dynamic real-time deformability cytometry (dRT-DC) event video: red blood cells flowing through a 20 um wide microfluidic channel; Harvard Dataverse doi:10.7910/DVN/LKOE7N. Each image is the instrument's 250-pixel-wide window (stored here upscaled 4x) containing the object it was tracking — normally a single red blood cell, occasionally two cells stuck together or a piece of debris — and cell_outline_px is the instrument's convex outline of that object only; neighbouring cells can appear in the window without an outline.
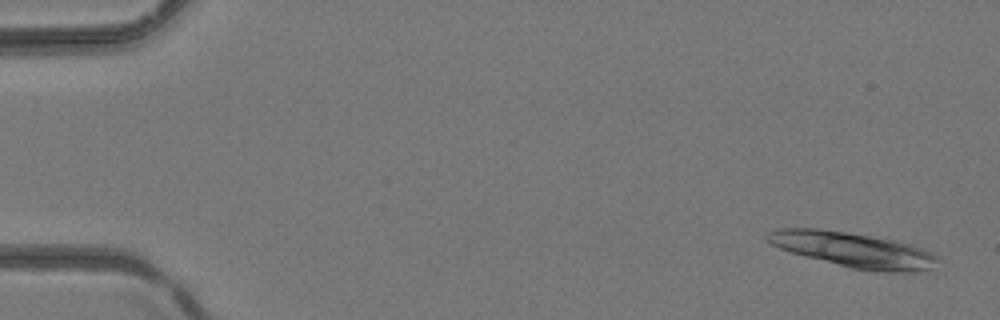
{"species": "common noctule bat (a hibernating species)", "species_latin": "Nyctalus noctula", "temperature_condition": "room temperature", "stored_images_in_passage": 3, "camera_frame_rate_fps": 3000, "um_per_image_px": 0.085, "animal": {"sex": "female", "body_mass_g": 24.6, "forearm_length_mm": 56.2}, "frame": {"image": 1, "passage_image": 1, "time_ms": 0.0, "image_size_px": [1000, 320], "cell_outline_px": [[940, 260], [932, 268], [916, 272], [880, 272], [852, 268], [804, 256], [780, 248], [772, 244], [764, 236], [768, 232], [776, 228], [816, 228], [844, 232], [896, 240], [912, 244], [924, 248], [936, 256]], "centroid_in_image_um": [72.56, 21.24], "position_along_channel_um": 12.4, "area_um2": 34.74}}